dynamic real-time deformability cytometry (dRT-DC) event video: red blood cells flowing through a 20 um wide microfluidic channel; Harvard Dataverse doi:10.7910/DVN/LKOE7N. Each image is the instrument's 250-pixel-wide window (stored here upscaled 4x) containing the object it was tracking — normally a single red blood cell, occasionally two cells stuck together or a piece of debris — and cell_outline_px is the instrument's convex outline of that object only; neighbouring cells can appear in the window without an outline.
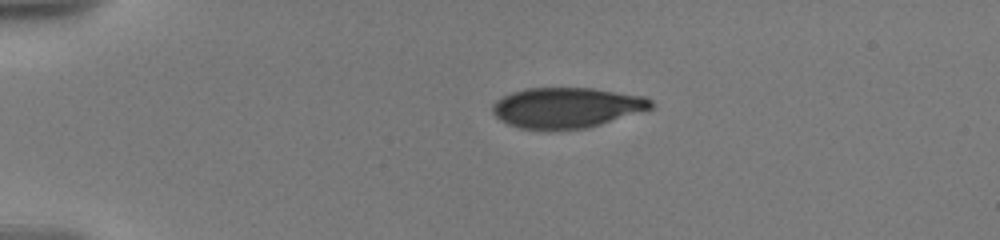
{"species": "human", "species_latin": "Homo sapiens", "temperature_condition": "warm", "stored_images_in_passage": 19, "camera_frame_rate_fps": 3000, "um_per_image_px": 0.085, "donor": {"sex": "male"}, "frame": {"image": 1, "passage_image": 1, "time_ms": 0.0, "image_size_px": [1000, 240], "cell_outline_px": [[656, 104], [648, 112], [588, 128], [520, 128], [508, 124], [500, 120], [492, 112], [492, 104], [496, 100], [512, 92], [524, 88], [592, 88], [644, 96], [652, 100]], "centroid_in_image_um": [48.26, 9.14], "position_along_channel_um": 36.7, "area_um2": 37.57}}
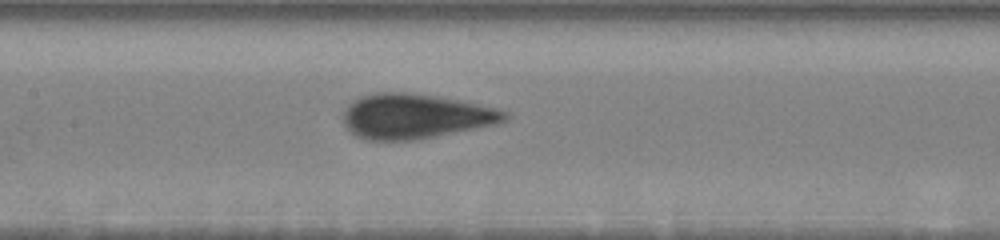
{"frame": {"image": 2, "passage_image": 14, "time_ms": 5.333, "image_size_px": [1000, 240], "cell_outline_px": [[512, 116], [508, 120], [496, 124], [416, 140], [368, 140], [352, 136], [344, 124], [344, 112], [348, 104], [352, 100], [376, 92], [404, 92], [440, 96], [460, 100], [496, 108], [508, 112]], "centroid_in_image_um": [35.3, 9.88], "position_along_channel_um": 172.1, "area_um2": 42.48}}
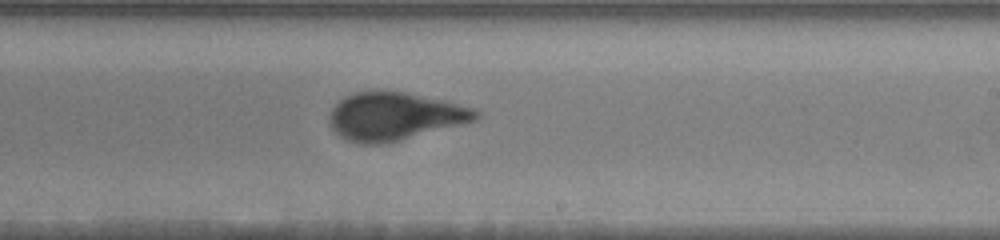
{"frame": {"image": 3, "passage_image": 19, "time_ms": 7.667, "image_size_px": [1000, 240], "cell_outline_px": [[480, 116], [476, 120], [384, 144], [360, 144], [348, 140], [340, 136], [332, 128], [328, 120], [328, 116], [332, 108], [344, 96], [356, 92], [380, 88], [404, 92], [444, 100], [476, 108], [480, 112]], "centroid_in_image_um": [33.51, 9.85], "position_along_channel_um": 255.5, "area_um2": 41.21}}